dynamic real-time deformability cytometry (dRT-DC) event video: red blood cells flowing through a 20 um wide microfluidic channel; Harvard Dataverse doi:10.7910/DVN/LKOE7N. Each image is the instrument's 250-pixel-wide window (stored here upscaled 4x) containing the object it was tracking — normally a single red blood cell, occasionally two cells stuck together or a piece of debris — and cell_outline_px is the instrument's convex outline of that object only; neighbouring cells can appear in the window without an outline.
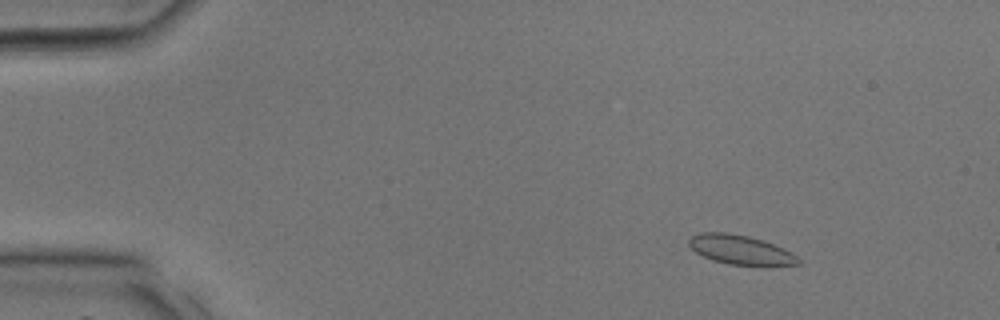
{"species": "common noctule bat (a hibernating species)", "species_latin": "Nyctalus noctula", "temperature_condition": "room temperature", "stored_images_in_passage": 37, "camera_frame_rate_fps": 3000, "um_per_image_px": 0.085, "animal": {"sex": "male", "body_mass_g": 17.9, "forearm_length_mm": 54.2}, "frame": {"image": 1, "passage_image": 5, "time_ms": 1.333, "image_size_px": [1000, 320], "cell_outline_px": [[800, 264], [772, 268], [768, 268], [728, 264], [712, 260], [696, 252], [688, 244], [688, 240], [692, 236], [700, 232], [724, 232], [748, 236], [764, 240], [796, 256], [800, 260]], "centroid_in_image_um": [62.98, 21.28], "position_along_channel_um": 22.0, "area_um2": 19.13}}
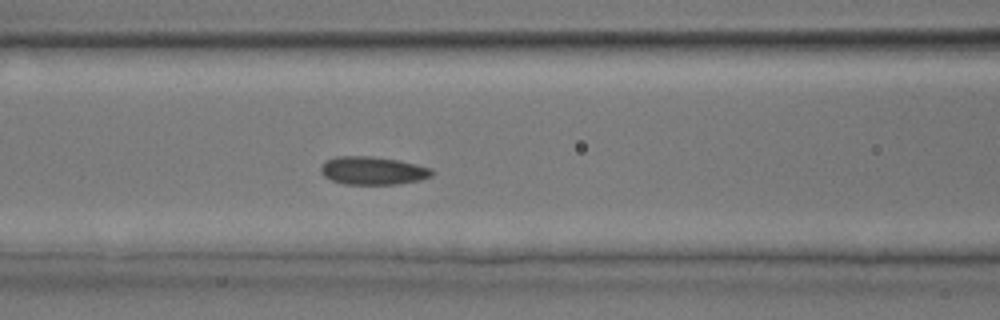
{"frame": {"image": 2, "passage_image": 16, "time_ms": 5.0, "image_size_px": [1000, 320], "cell_outline_px": [[436, 172], [432, 176], [420, 180], [396, 184], [344, 184], [332, 180], [324, 176], [320, 172], [320, 168], [328, 160], [336, 156], [372, 156], [400, 160], [432, 168]], "centroid_in_image_um": [31.74, 14.5], "position_along_channel_um": 134.9, "area_um2": 18.26}}
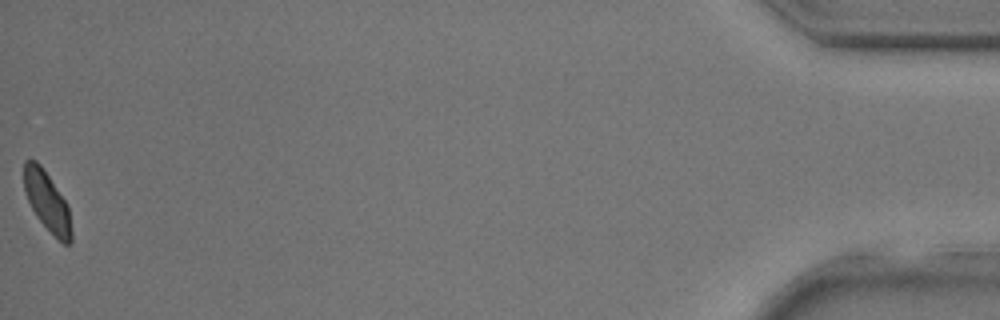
{"frame": {"image": 3, "passage_image": 37, "time_ms": 12.0, "image_size_px": [1000, 320], "cell_outline_px": [[72, 244], [64, 244], [36, 216], [24, 192], [24, 160], [36, 160], [40, 164], [68, 204], [72, 232]], "centroid_in_image_um": [4.01, 17.11], "position_along_channel_um": 431.2, "area_um2": 16.24}}